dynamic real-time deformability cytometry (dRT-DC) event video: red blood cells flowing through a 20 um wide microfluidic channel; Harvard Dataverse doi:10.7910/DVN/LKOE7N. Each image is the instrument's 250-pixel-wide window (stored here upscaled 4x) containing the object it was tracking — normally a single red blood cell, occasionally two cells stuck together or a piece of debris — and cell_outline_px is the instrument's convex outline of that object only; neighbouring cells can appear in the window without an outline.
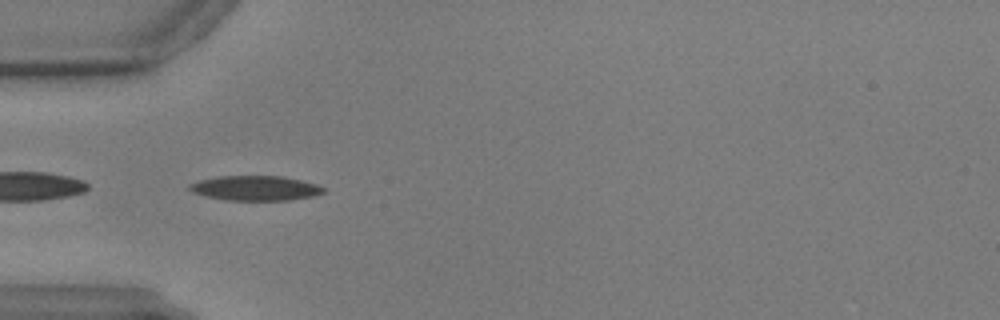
{"species": "common noctule bat (a hibernating species)", "species_latin": "Nyctalus noctula", "temperature_condition": "warm", "stored_images_in_passage": 41, "camera_frame_rate_fps": 3000, "um_per_image_px": 0.085, "animal": {"sex": "male", "body_mass_g": 17.9, "forearm_length_mm": 54.2}, "frame": {"image": 1, "passage_image": 1, "time_ms": 0.0, "image_size_px": [1000, 320], "cell_outline_px": [[324, 192], [312, 196], [292, 200], [224, 200], [192, 192], [188, 188], [188, 184], [200, 180], [216, 176], [284, 176], [316, 184], [324, 188]], "centroid_in_image_um": [21.69, 15.99], "position_along_channel_um": 63.3, "area_um2": 19.31}}
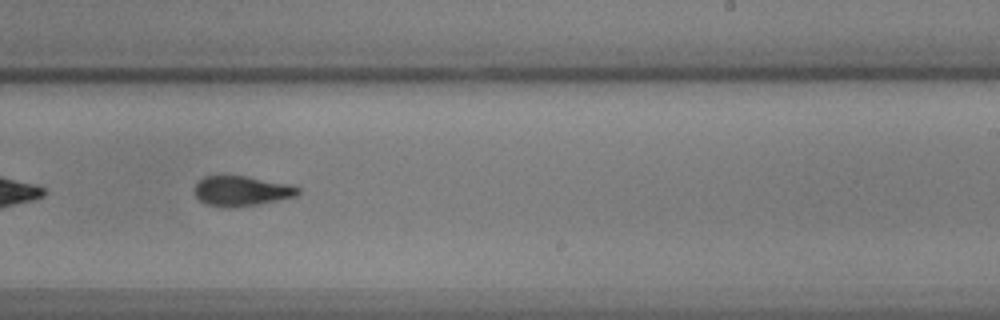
{"frame": {"image": 2, "passage_image": 19, "time_ms": 6.0, "image_size_px": [1000, 320], "cell_outline_px": [[300, 192], [296, 196], [260, 204], [236, 208], [224, 208], [208, 204], [200, 200], [196, 196], [196, 184], [204, 176], [244, 176], [292, 184], [300, 188]], "centroid_in_image_um": [20.58, 16.24], "position_along_channel_um": 268.4, "area_um2": 18.15}}
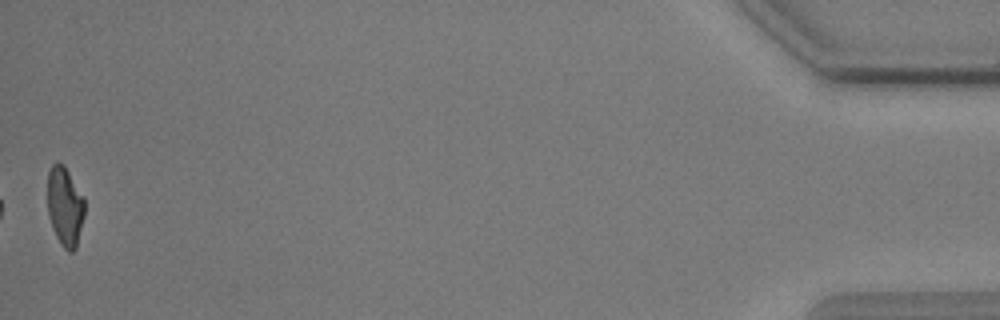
{"frame": {"image": 3, "passage_image": 41, "time_ms": 13.333, "image_size_px": [1000, 320], "cell_outline_px": [[84, 216], [76, 248], [72, 252], [68, 252], [60, 244], [52, 228], [48, 216], [48, 172], [52, 164], [56, 160], [64, 164], [84, 196]], "centroid_in_image_um": [5.52, 17.52], "position_along_channel_um": 429.7, "area_um2": 17.4}}